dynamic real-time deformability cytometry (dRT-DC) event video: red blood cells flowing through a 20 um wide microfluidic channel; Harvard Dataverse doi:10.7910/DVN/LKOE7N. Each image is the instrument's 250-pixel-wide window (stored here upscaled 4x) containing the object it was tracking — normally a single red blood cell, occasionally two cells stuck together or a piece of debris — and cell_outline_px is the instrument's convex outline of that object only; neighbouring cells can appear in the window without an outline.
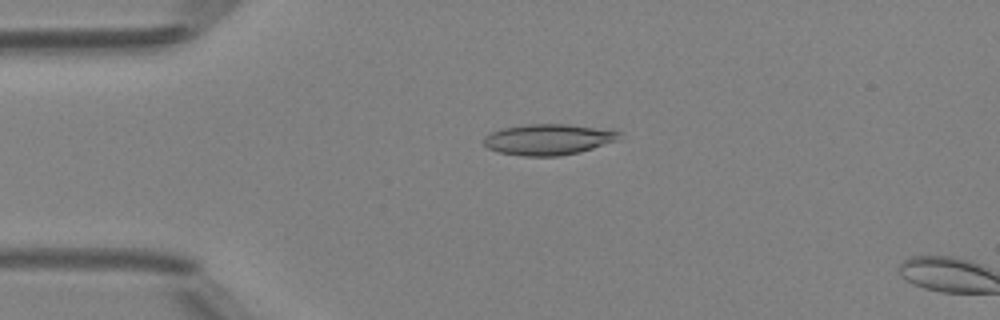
{"species": "Egyptian fruit bat (a non-hibernating species)", "species_latin": "Rousettus aegyptiacus", "temperature_condition": "room temperature", "stored_images_in_passage": 4, "camera_frame_rate_fps": 3000, "um_per_image_px": 0.085, "animal": {"sex": "female"}, "frame": {"image": 1, "passage_image": 2, "time_ms": 0.333, "image_size_px": [1000, 320], "cell_outline_px": [[620, 132], [616, 140], [580, 152], [560, 156], [524, 156], [496, 152], [488, 148], [484, 144], [484, 136], [492, 132], [504, 128], [528, 124], [568, 124], [612, 128]], "centroid_in_image_um": [46.62, 11.84], "position_along_channel_um": 38.4, "area_um2": 24.51}}